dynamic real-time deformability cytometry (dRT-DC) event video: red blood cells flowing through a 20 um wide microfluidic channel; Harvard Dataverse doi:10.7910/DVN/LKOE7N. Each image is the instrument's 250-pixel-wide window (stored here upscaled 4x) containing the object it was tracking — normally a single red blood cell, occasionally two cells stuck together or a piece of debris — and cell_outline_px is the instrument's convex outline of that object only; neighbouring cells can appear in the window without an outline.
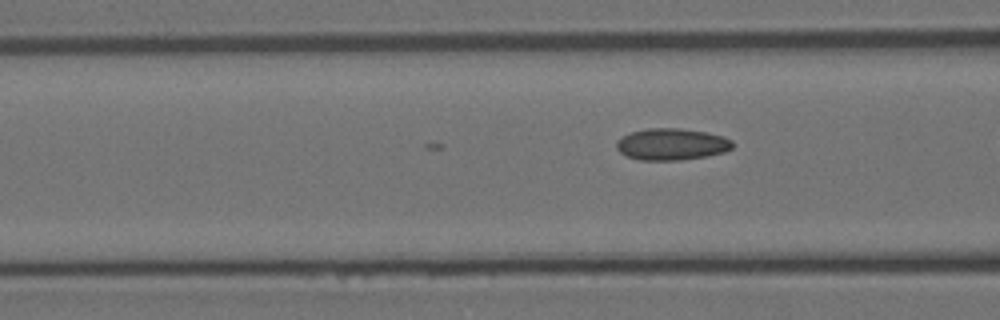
{"species": "Egyptian fruit bat (a non-hibernating species)", "species_latin": "Rousettus aegyptiacus", "temperature_condition": "room temperature", "stored_images_in_passage": 6, "camera_frame_rate_fps": 3000, "um_per_image_px": 0.085, "animal": {"sex": "female"}, "frame": {"image": 1, "passage_image": 6, "time_ms": 1.667, "image_size_px": [1000, 320], "cell_outline_px": [[732, 148], [724, 152], [708, 156], [680, 160], [640, 160], [628, 156], [620, 152], [616, 148], [616, 140], [632, 132], [648, 128], [680, 128], [708, 132], [724, 136], [732, 140]], "centroid_in_image_um": [57.11, 12.26], "position_along_channel_um": 109.5, "area_um2": 21.5}}